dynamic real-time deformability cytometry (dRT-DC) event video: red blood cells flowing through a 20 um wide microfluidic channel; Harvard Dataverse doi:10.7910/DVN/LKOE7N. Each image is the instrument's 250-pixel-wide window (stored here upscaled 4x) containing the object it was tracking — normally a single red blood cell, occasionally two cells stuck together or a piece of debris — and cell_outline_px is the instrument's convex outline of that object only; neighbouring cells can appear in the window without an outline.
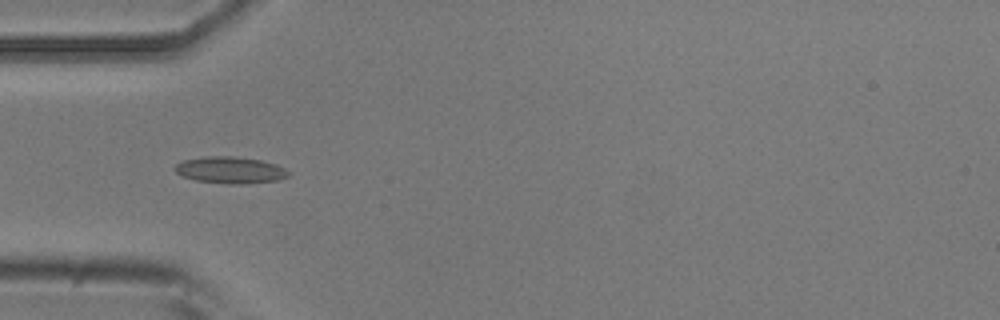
{"species": "common noctule bat (a hibernating species)", "species_latin": "Nyctalus noctula", "temperature_condition": "room temperature", "stored_images_in_passage": 3, "camera_frame_rate_fps": 3000, "um_per_image_px": 0.085, "animal": {"sex": "male", "body_mass_g": 20.5, "forearm_length_mm": 52.5}, "frame": {"image": 1, "passage_image": 1, "time_ms": 0.0, "image_size_px": [1000, 320], "cell_outline_px": [[292, 172], [288, 176], [276, 180], [240, 184], [228, 184], [196, 180], [184, 176], [176, 172], [172, 168], [176, 164], [184, 160], [204, 156], [232, 156], [260, 160], [276, 164]], "centroid_in_image_um": [19.57, 14.45], "position_along_channel_um": 65.4, "area_um2": 17.57}}
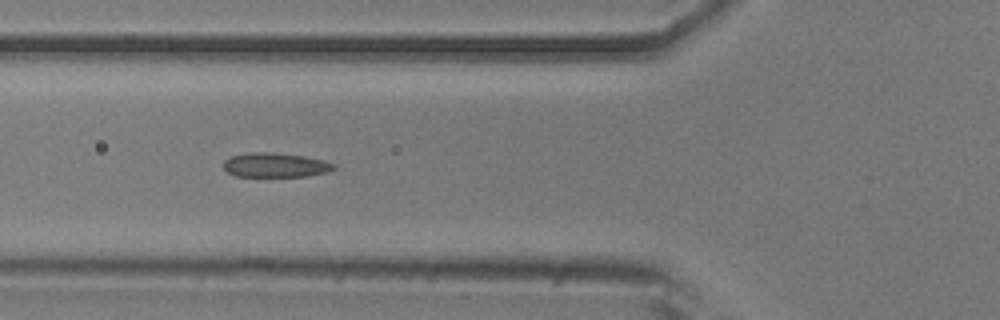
{"frame": {"image": 2, "passage_image": 2, "time_ms": 1.0, "image_size_px": [1000, 320], "cell_outline_px": [[336, 168], [328, 172], [308, 176], [236, 176], [228, 172], [224, 168], [224, 160], [232, 156], [256, 152], [272, 152], [304, 156], [324, 160], [336, 164]], "centroid_in_image_um": [23.46, 14.03], "position_along_channel_um": 102.3, "area_um2": 15.61}}
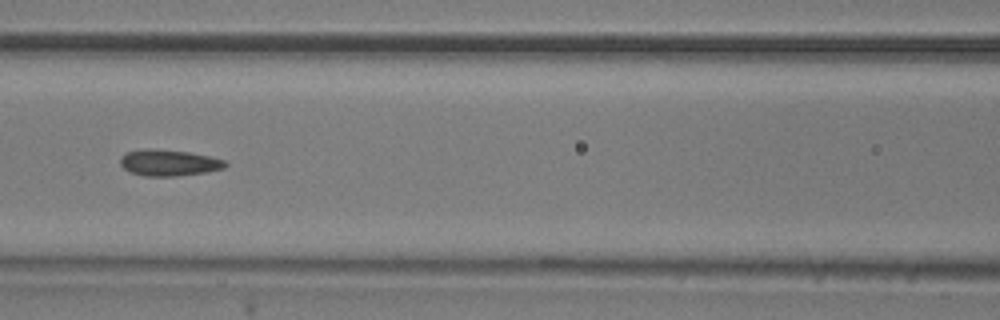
{"frame": {"image": 3, "passage_image": 3, "time_ms": 2.333, "image_size_px": [1000, 320], "cell_outline_px": [[228, 164], [224, 168], [208, 172], [176, 176], [144, 176], [132, 172], [124, 168], [120, 164], [120, 156], [128, 152], [148, 148], [152, 148], [188, 152], [212, 156], [224, 160]], "centroid_in_image_um": [14.38, 13.83], "position_along_channel_um": 152.2, "area_um2": 16.13}}